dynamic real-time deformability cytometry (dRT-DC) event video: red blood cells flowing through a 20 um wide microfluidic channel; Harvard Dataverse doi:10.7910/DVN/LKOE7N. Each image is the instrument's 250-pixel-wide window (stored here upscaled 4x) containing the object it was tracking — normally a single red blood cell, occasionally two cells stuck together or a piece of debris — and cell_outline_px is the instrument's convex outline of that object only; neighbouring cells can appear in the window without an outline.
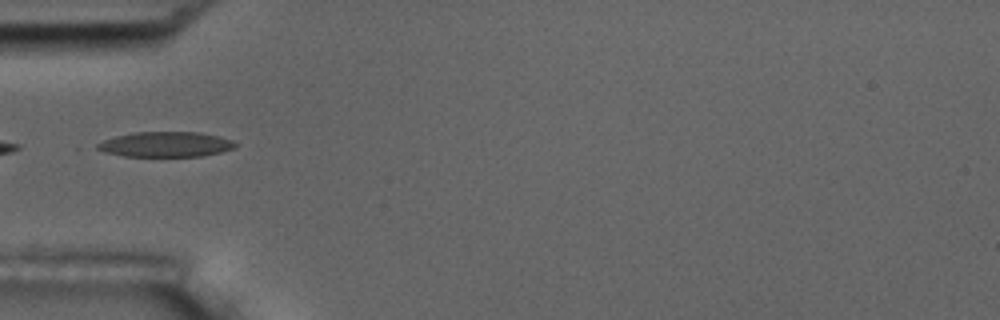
{"species": "common noctule bat (a hibernating species)", "species_latin": "Nyctalus noctula", "temperature_condition": "room temperature", "stored_images_in_passage": 7, "camera_frame_rate_fps": 3000, "um_per_image_px": 0.085, "animal": {"sex": "male", "body_mass_g": 17.5, "forearm_length_mm": 52.3}, "frame": {"image": 1, "passage_image": 1, "time_ms": 0.0, "image_size_px": [1000, 320], "cell_outline_px": [[236, 148], [204, 156], [124, 156], [104, 152], [96, 148], [96, 144], [104, 140], [116, 136], [136, 132], [200, 132], [220, 136], [232, 140], [236, 144]], "centroid_in_image_um": [14.11, 12.27], "position_along_channel_um": 70.9, "area_um2": 20.23}}
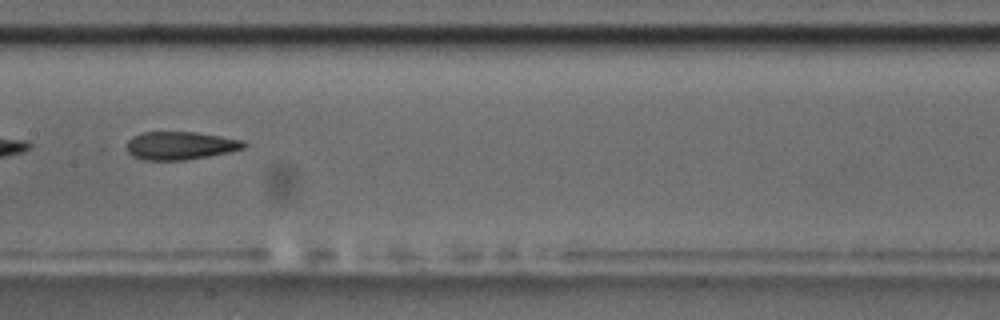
{"frame": {"image": 2, "passage_image": 4, "time_ms": 3.333, "image_size_px": [1000, 320], "cell_outline_px": [[256, 144], [244, 148], [228, 152], [208, 156], [184, 160], [144, 160], [132, 156], [128, 152], [128, 140], [132, 136], [144, 132], [196, 132], [244, 140]], "centroid_in_image_um": [15.41, 12.37], "position_along_channel_um": 192.0, "area_um2": 19.36}}
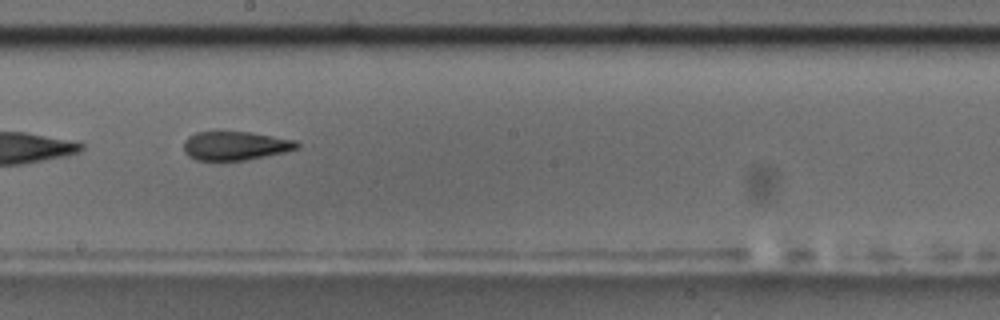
{"frame": {"image": 3, "passage_image": 5, "time_ms": 4.333, "image_size_px": [1000, 320], "cell_outline_px": [[300, 148], [284, 152], [244, 160], [196, 160], [188, 156], [184, 152], [184, 140], [188, 136], [196, 132], [216, 128], [248, 132], [296, 140], [300, 144]], "centroid_in_image_um": [19.94, 12.34], "position_along_channel_um": 228.3, "area_um2": 19.65}}